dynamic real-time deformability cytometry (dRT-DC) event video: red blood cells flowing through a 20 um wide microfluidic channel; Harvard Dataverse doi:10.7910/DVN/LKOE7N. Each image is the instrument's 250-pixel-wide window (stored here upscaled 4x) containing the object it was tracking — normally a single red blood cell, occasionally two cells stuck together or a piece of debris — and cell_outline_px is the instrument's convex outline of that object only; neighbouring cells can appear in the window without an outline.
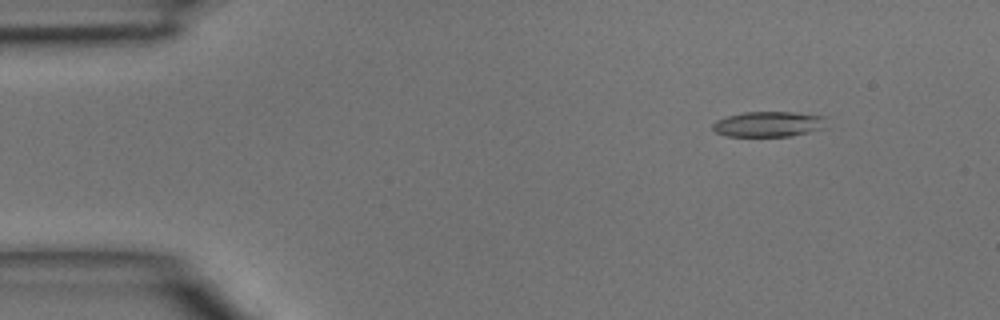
{"species": "common noctule bat (a hibernating species)", "species_latin": "Nyctalus noctula", "temperature_condition": "room temperature", "stored_images_in_passage": 21, "camera_frame_rate_fps": 3000, "um_per_image_px": 0.085, "animal": {"sex": "male", "body_mass_g": 15.6}, "frame": {"image": 1, "passage_image": 1, "time_ms": 0.0, "image_size_px": [1000, 320], "cell_outline_px": [[828, 128], [788, 136], [728, 136], [716, 132], [712, 128], [712, 124], [716, 120], [728, 116], [744, 112], [792, 112], [828, 116]], "centroid_in_image_um": [65.41, 10.54], "position_along_channel_um": 19.6, "area_um2": 17.05}}
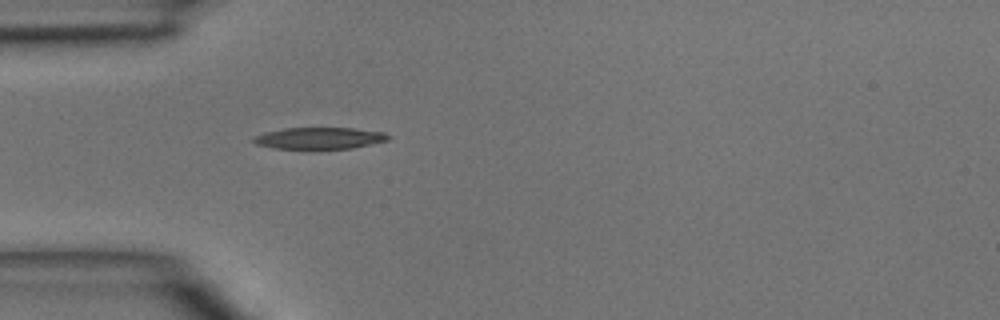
{"frame": {"image": 2, "passage_image": 9, "time_ms": 2.667, "image_size_px": [1000, 320], "cell_outline_px": [[392, 136], [388, 140], [352, 148], [316, 152], [312, 152], [272, 148], [256, 144], [252, 140], [252, 136], [264, 132], [284, 128], [352, 128], [384, 132]], "centroid_in_image_um": [27.09, 11.8], "position_along_channel_um": 57.9, "area_um2": 18.09}}
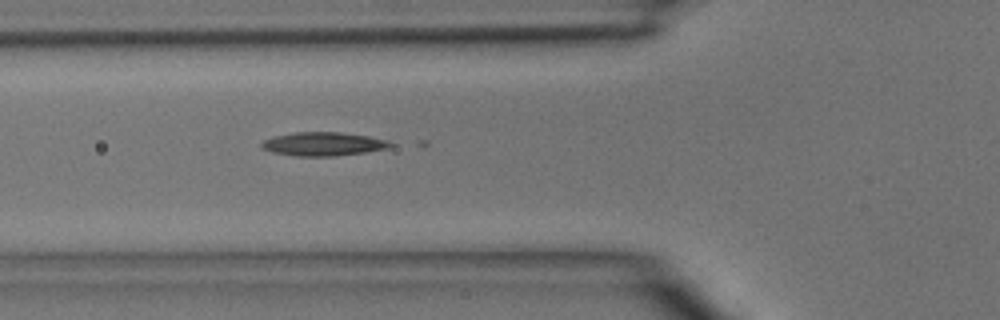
{"frame": {"image": 3, "passage_image": 12, "time_ms": 3.667, "image_size_px": [1000, 320], "cell_outline_px": [[392, 144], [388, 148], [364, 152], [332, 156], [296, 156], [272, 152], [260, 148], [260, 144], [264, 140], [272, 136], [296, 132], [340, 132], [368, 136], [388, 140]], "centroid_in_image_um": [27.42, 12.23], "position_along_channel_um": 98.4, "area_um2": 17.69}}